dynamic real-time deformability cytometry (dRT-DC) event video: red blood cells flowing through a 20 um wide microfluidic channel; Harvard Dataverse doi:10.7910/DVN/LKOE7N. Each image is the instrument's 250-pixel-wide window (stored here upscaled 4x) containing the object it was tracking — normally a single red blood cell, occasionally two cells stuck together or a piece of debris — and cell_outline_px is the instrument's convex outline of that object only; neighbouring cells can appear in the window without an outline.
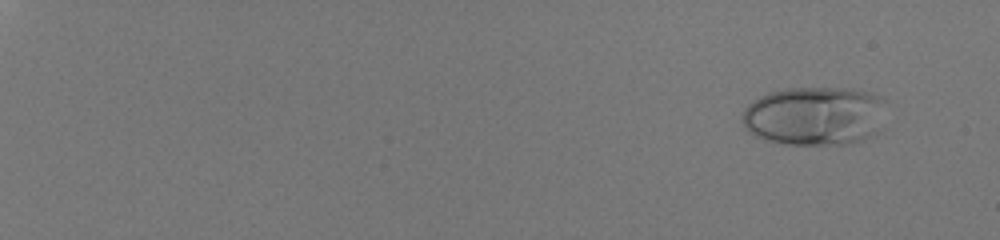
{"species": "human", "species_latin": "Homo sapiens", "temperature_condition": "room temperature", "stored_images_in_passage": 54, "camera_frame_rate_fps": 3000, "um_per_image_px": 0.085, "donor": {"sex": "male"}, "frame": {"image": 1, "passage_image": 3, "time_ms": 0.667, "image_size_px": [1000, 240], "cell_outline_px": [[876, 132], [864, 140], [844, 144], [788, 144], [764, 140], [748, 132], [740, 120], [744, 108], [748, 104], [760, 96], [772, 92], [788, 88], [852, 88], [868, 92], [876, 96]], "centroid_in_image_um": [69.04, 9.87], "position_along_channel_um": 16.0, "area_um2": 48.09}}
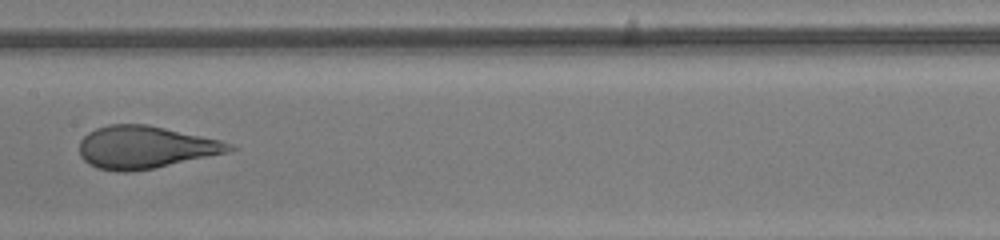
{"frame": {"image": 2, "passage_image": 33, "time_ms": 10.667, "image_size_px": [1000, 240], "cell_outline_px": [[240, 148], [228, 152], [156, 168], [128, 172], [116, 172], [96, 168], [88, 164], [80, 156], [80, 140], [88, 132], [96, 128], [108, 124], [148, 124], [220, 140], [232, 144]], "centroid_in_image_um": [12.34, 12.52], "position_along_channel_um": 195.1, "area_um2": 37.4}}
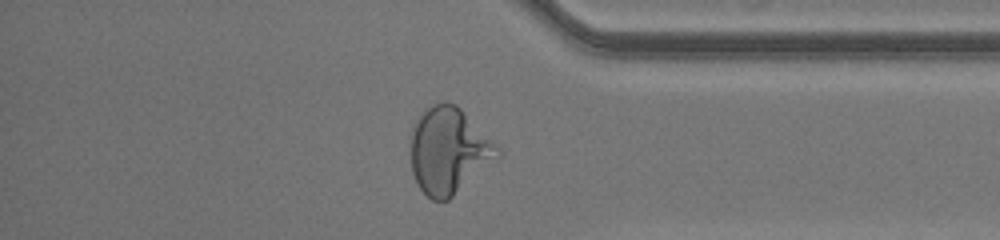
{"frame": {"image": 3, "passage_image": 48, "time_ms": 15.667, "image_size_px": [1000, 240], "cell_outline_px": [[500, 156], [448, 200], [432, 200], [416, 184], [412, 172], [412, 128], [416, 120], [424, 108], [432, 104], [456, 104], [500, 148]], "centroid_in_image_um": [38.13, 12.81], "position_along_channel_um": 397.1, "area_um2": 42.95}, "authors_computed_cell_mechanics": {"area_um2": 40.9224, "velocity_mm_per_s": 4.1273, "shape_relaxation_time_tau1_ms": 6.038, "shape_relaxation_time_tau2_ms": null, "deformation_change_tau1": 0.2461, "deformation_change_tau2": null}}